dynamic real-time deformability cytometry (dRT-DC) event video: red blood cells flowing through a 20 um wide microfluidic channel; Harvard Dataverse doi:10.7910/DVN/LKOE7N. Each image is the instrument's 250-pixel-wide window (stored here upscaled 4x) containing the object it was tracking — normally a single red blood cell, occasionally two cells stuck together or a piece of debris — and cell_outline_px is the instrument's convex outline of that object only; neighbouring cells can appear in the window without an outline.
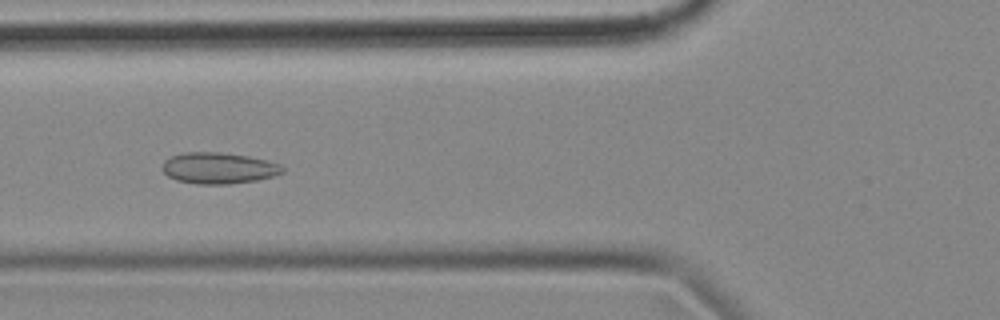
{"species": "common noctule bat (a hibernating species)", "species_latin": "Nyctalus noctula", "temperature_condition": "cold", "stored_images_in_passage": 57, "camera_frame_rate_fps": 3000, "um_per_image_px": 0.085, "animal": {"sex": "female", "body_mass_g": 18.4}, "frame": {"image": 1, "passage_image": 21, "time_ms": 6.667, "image_size_px": [1000, 320], "cell_outline_px": [[284, 172], [272, 176], [256, 180], [228, 184], [196, 184], [176, 180], [168, 176], [164, 172], [164, 160], [172, 156], [184, 152], [220, 152], [248, 156], [268, 160], [280, 164], [284, 168]], "centroid_in_image_um": [18.6, 14.28], "position_along_channel_um": 107.2, "area_um2": 21.79}}
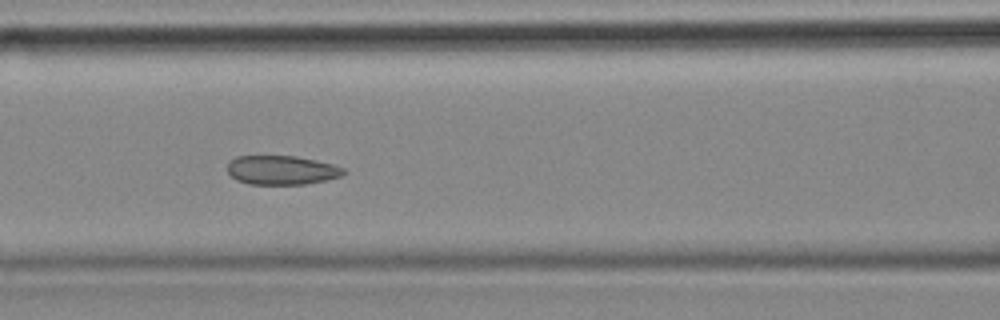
{"frame": {"image": 2, "passage_image": 24, "time_ms": 7.667, "image_size_px": [1000, 320], "cell_outline_px": [[348, 172], [340, 176], [328, 180], [304, 184], [248, 184], [236, 180], [228, 172], [228, 164], [236, 156], [296, 156], [316, 160], [332, 164], [344, 168]], "centroid_in_image_um": [23.97, 14.46], "position_along_channel_um": 142.6, "area_um2": 19.71}}
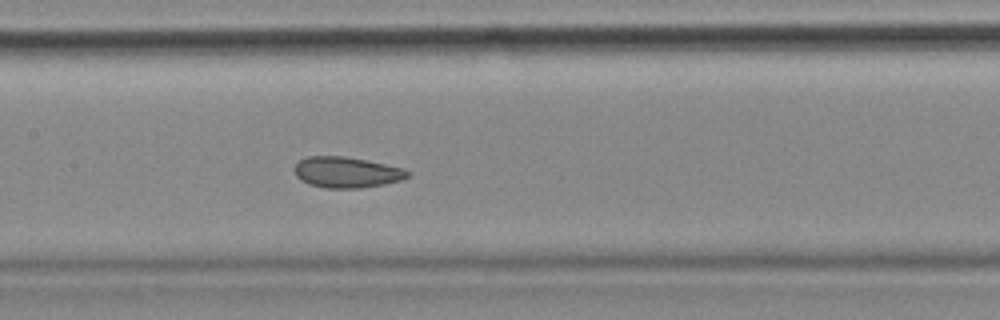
{"frame": {"image": 3, "passage_image": 27, "time_ms": 8.667, "image_size_px": [1000, 320], "cell_outline_px": [[412, 172], [408, 176], [400, 180], [384, 184], [360, 188], [328, 188], [308, 184], [300, 180], [296, 176], [296, 164], [300, 160], [308, 156], [344, 156], [368, 160], [404, 168]], "centroid_in_image_um": [29.49, 14.64], "position_along_channel_um": 177.9, "area_um2": 20.35}, "authors_computed_cell_mechanics": {"area_um2": 21.7906, "velocity_mm_per_s": 3.53, "shape_relaxation_time_tau1_ms": null, "shape_relaxation_time_tau2_ms": 1.9547, "deformation_change_tau1": null, "deformation_change_tau2": 0.0718}}